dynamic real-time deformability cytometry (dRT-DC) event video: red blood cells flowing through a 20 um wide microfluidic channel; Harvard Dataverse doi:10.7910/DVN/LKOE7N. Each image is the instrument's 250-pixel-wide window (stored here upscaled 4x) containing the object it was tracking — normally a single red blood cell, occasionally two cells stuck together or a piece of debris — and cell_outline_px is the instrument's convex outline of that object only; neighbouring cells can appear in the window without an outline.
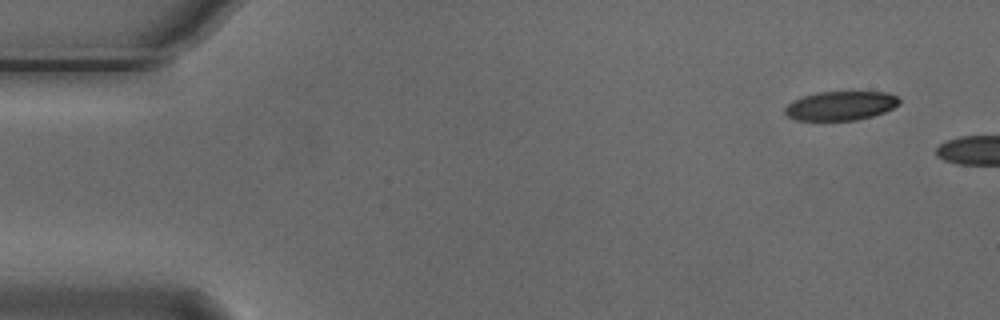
{"species": "Egyptian fruit bat (a non-hibernating species)", "species_latin": "Rousettus aegyptiacus", "temperature_condition": "cold", "stored_images_in_passage": 2, "camera_frame_rate_fps": 3000, "um_per_image_px": 0.085, "animal": {"sex": "male"}, "frame": {"image": 1, "passage_image": 1, "time_ms": 0.0, "image_size_px": [1000, 320], "cell_outline_px": [[900, 104], [884, 112], [872, 116], [856, 120], [796, 120], [784, 116], [784, 108], [792, 100], [816, 92], [888, 92], [896, 96], [900, 100]], "centroid_in_image_um": [71.42, 8.99], "position_along_channel_um": 13.6, "area_um2": 19.48}}